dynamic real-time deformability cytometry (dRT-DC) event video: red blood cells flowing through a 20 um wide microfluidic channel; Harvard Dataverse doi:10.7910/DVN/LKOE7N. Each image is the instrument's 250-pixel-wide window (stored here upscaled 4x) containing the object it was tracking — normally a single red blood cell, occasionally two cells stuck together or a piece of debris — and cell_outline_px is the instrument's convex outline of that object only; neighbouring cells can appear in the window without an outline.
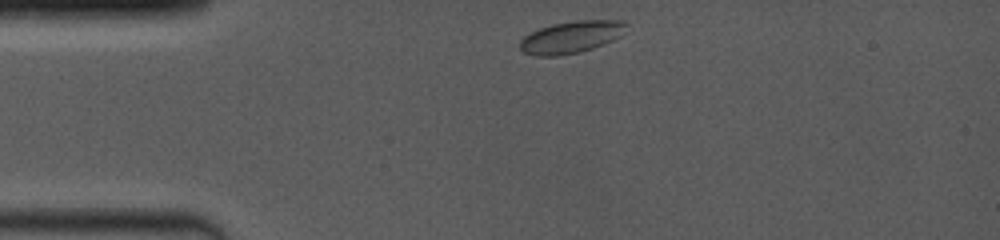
{"species": "common noctule bat (a hibernating species)", "species_latin": "Nyctalus noctula", "temperature_condition": "room temperature", "stored_images_in_passage": 2, "camera_frame_rate_fps": 4000, "um_per_image_px": 0.085, "animal": {"sex": "female", "body_mass_g": 19.0, "forearm_length_mm": 53.3}, "frame": {"image": 1, "passage_image": 1, "time_ms": 0.0, "image_size_px": [1000, 240], "cell_outline_px": [[628, 24], [620, 36], [604, 44], [580, 52], [556, 56], [536, 56], [524, 52], [520, 48], [520, 40], [524, 36], [540, 28], [552, 24], [576, 20], [620, 20]], "centroid_in_image_um": [48.55, 3.15], "position_along_channel_um": 36.5, "area_um2": 19.77}}